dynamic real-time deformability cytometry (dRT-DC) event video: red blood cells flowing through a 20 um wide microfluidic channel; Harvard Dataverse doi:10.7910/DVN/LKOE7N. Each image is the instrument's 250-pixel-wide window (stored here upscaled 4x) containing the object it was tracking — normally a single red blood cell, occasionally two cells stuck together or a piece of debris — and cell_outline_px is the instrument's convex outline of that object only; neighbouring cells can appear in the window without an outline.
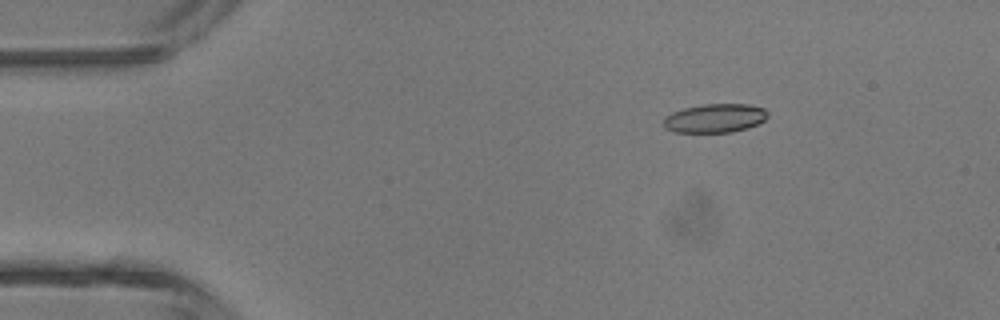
{"species": "common noctule bat (a hibernating species)", "species_latin": "Nyctalus noctula", "temperature_condition": "room temperature", "stored_images_in_passage": 5, "camera_frame_rate_fps": 3000, "um_per_image_px": 0.085, "animal": {"sex": "male", "body_mass_g": 13.3}, "frame": {"image": 1, "passage_image": 2, "time_ms": 2.0, "image_size_px": [1000, 320], "cell_outline_px": [[768, 116], [764, 120], [756, 124], [732, 132], [676, 132], [664, 128], [664, 116], [672, 112], [684, 108], [704, 104], [748, 104], [764, 108], [768, 112]], "centroid_in_image_um": [60.75, 10.04], "position_along_channel_um": 24.3, "area_um2": 17.4}}
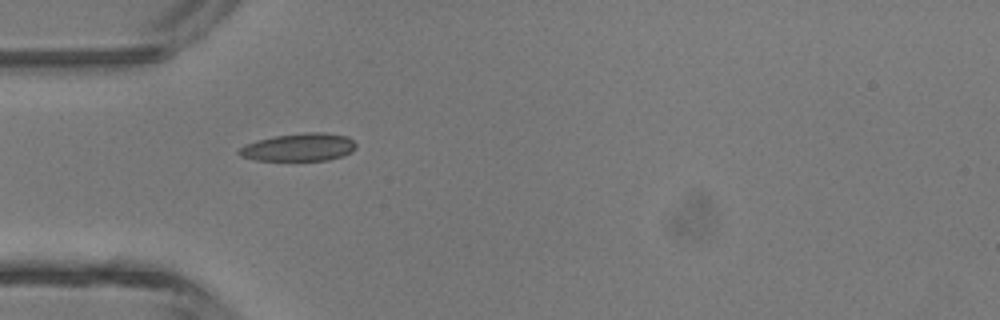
{"frame": {"image": 2, "passage_image": 4, "time_ms": 4.333, "image_size_px": [1000, 320], "cell_outline_px": [[356, 148], [352, 152], [344, 156], [328, 160], [256, 160], [240, 156], [236, 152], [244, 144], [256, 140], [276, 136], [304, 132], [324, 132], [348, 136], [356, 144]], "centroid_in_image_um": [25.42, 12.51], "position_along_channel_um": 59.6, "area_um2": 19.13}}
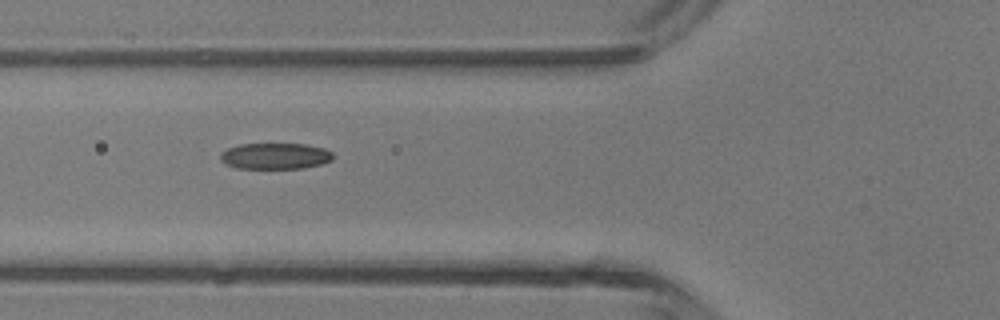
{"frame": {"image": 3, "passage_image": 5, "time_ms": 5.333, "image_size_px": [1000, 320], "cell_outline_px": [[332, 160], [320, 164], [304, 168], [236, 168], [220, 160], [220, 152], [228, 148], [240, 144], [308, 144], [324, 148], [332, 152]], "centroid_in_image_um": [23.39, 13.26], "position_along_channel_um": 102.4, "area_um2": 17.11}}